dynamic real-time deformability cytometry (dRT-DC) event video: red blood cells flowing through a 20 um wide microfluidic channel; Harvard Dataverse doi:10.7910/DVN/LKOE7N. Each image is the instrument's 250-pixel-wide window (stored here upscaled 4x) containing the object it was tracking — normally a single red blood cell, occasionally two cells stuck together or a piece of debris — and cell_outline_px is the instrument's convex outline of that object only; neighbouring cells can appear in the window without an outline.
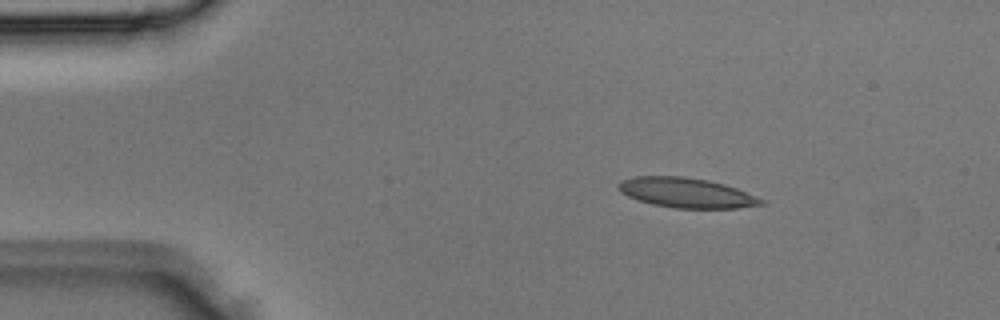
{"species": "Egyptian fruit bat (a non-hibernating species)", "species_latin": "Rousettus aegyptiacus", "temperature_condition": "room temperature", "stored_images_in_passage": 4, "camera_frame_rate_fps": 3000, "um_per_image_px": 0.085, "animal": {"sex": "male"}, "frame": {"image": 1, "passage_image": 3, "time_ms": 0.667, "image_size_px": [1000, 320], "cell_outline_px": [[764, 204], [736, 208], [672, 208], [652, 204], [636, 200], [620, 192], [616, 188], [616, 184], [620, 180], [632, 176], [684, 176], [708, 180], [724, 184], [736, 188], [764, 200]], "centroid_in_image_um": [58.25, 16.38], "position_along_channel_um": 26.7, "area_um2": 25.03}}